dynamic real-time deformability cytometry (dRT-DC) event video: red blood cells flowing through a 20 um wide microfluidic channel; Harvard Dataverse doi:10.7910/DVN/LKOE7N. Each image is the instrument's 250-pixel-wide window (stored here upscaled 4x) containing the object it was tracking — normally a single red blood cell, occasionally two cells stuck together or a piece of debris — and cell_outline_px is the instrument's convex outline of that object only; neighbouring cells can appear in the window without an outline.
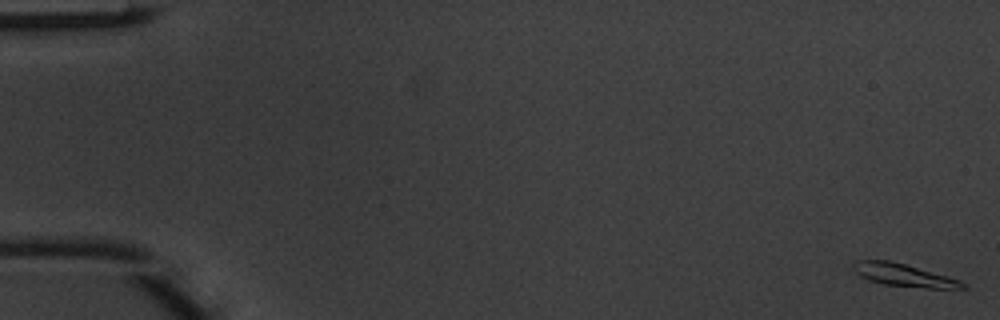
{"species": "common noctule bat (a hibernating species)", "species_latin": "Nyctalus noctula", "temperature_condition": "warm", "stored_images_in_passage": 50, "camera_frame_rate_fps": 3000, "um_per_image_px": 0.085, "animal": {"sex": "male", "body_mass_g": 20.1, "forearm_length_mm": 53.5}, "frame": {"image": 1, "passage_image": 1, "time_ms": 0.0, "image_size_px": [1000, 320], "cell_outline_px": [[968, 288], [928, 288], [884, 284], [868, 280], [860, 276], [852, 268], [852, 264], [856, 260], [888, 260], [904, 264], [948, 276], [960, 280]], "centroid_in_image_um": [76.78, 23.38], "position_along_channel_um": 8.2, "area_um2": 14.22}}
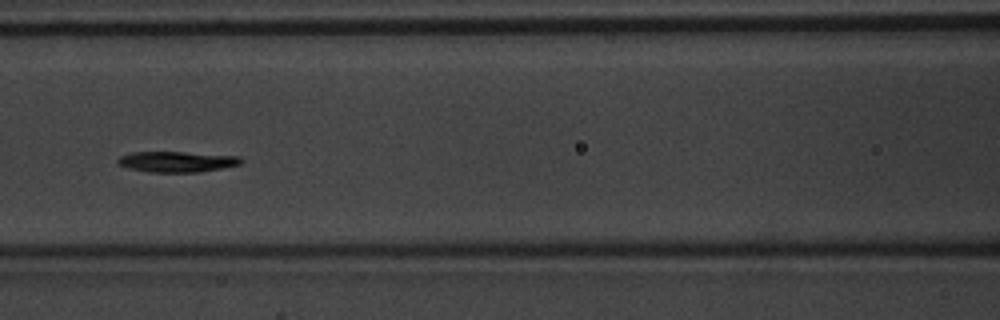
{"frame": {"image": 2, "passage_image": 23, "time_ms": 7.333, "image_size_px": [1000, 320], "cell_outline_px": [[244, 160], [240, 164], [220, 168], [196, 172], [148, 172], [128, 168], [116, 164], [116, 160], [120, 156], [132, 152], [184, 152], [240, 156]], "centroid_in_image_um": [14.99, 13.74], "position_along_channel_um": 151.6, "area_um2": 14.85}}
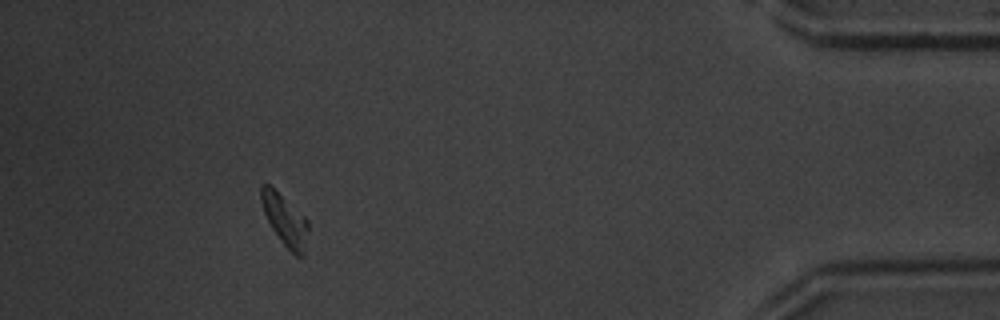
{"frame": {"image": 3, "passage_image": 46, "time_ms": 15.0, "image_size_px": [1000, 320], "cell_outline_px": [[308, 228], [304, 256], [296, 256], [280, 240], [272, 228], [264, 212], [260, 200], [260, 184], [268, 184], [304, 216], [308, 220]], "centroid_in_image_um": [24.21, 18.71], "position_along_channel_um": 411.0, "area_um2": 13.7}, "authors_computed_cell_mechanics": {"area_um2": 14.6234, "velocity_mm_per_s": 4.0971, "shape_relaxation_time_tau1_ms": 2.5055, "shape_relaxation_time_tau2_ms": 9.614, "deformation_change_tau1": 0.1294, "deformation_change_tau2": 0.1434}}